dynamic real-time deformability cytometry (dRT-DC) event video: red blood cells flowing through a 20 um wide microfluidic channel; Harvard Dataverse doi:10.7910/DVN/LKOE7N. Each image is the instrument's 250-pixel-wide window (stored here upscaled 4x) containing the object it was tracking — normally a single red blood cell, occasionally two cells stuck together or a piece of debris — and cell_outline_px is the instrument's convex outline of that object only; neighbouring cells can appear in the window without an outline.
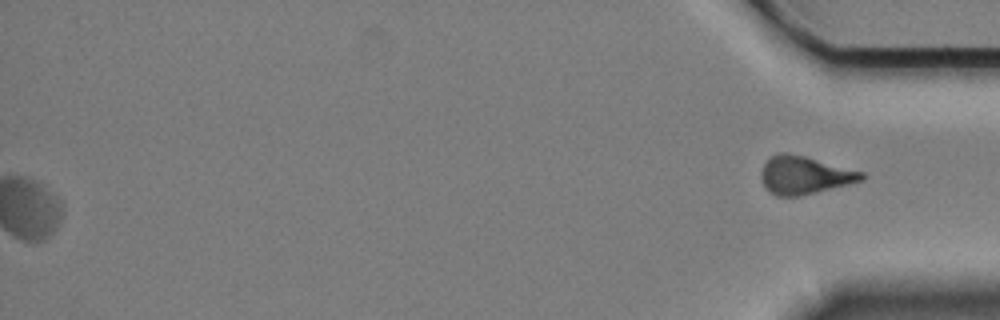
{"species": "Egyptian fruit bat (a non-hibernating species)", "species_latin": "Rousettus aegyptiacus", "temperature_condition": "cold", "stored_images_in_passage": 61, "segment_of_instrument_passage": [2, 2], "camera_frame_rate_fps": 3000, "um_per_image_px": 0.085, "animal": {"sex": "female"}, "frame": {"image": 1, "passage_image": 61, "time_ms": 20.0, "image_size_px": [1000, 320], "cell_outline_px": [[864, 180], [800, 196], [776, 196], [768, 192], [764, 188], [760, 176], [764, 164], [772, 156], [780, 152], [784, 152], [804, 156], [864, 172]], "centroid_in_image_um": [68.35, 14.9], "position_along_channel_um": 366.9, "area_um2": 22.08}}